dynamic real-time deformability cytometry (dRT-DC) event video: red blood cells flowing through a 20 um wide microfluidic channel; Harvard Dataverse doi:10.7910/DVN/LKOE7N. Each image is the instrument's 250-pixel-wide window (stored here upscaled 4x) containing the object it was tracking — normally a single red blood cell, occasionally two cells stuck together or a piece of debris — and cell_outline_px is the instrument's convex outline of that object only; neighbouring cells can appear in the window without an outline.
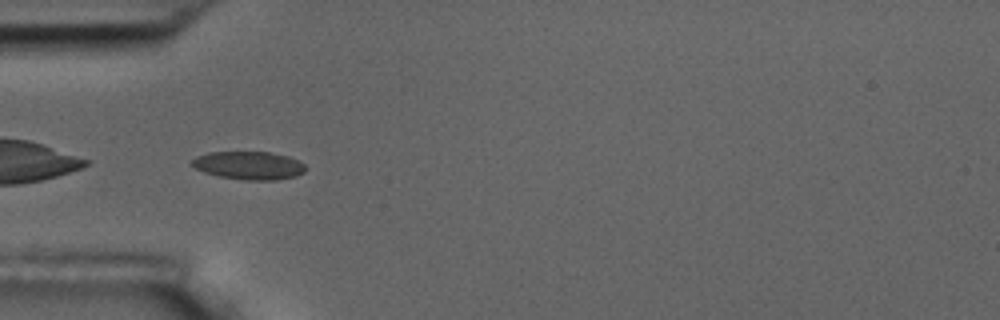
{"species": "common noctule bat (a hibernating species)", "species_latin": "Nyctalus noctula", "temperature_condition": "room temperature", "stored_images_in_passage": 10, "camera_frame_rate_fps": 3000, "um_per_image_px": 0.085, "animal": {"sex": "male", "body_mass_g": 17.5, "forearm_length_mm": 52.3}, "frame": {"image": 1, "passage_image": 5, "time_ms": 4.333, "image_size_px": [1000, 320], "cell_outline_px": [[304, 172], [296, 176], [276, 180], [244, 180], [220, 176], [204, 172], [196, 168], [192, 164], [192, 160], [196, 156], [208, 152], [268, 152], [288, 156], [304, 164]], "centroid_in_image_um": [21.15, 14.06], "position_along_channel_um": 63.9, "area_um2": 18.44}}
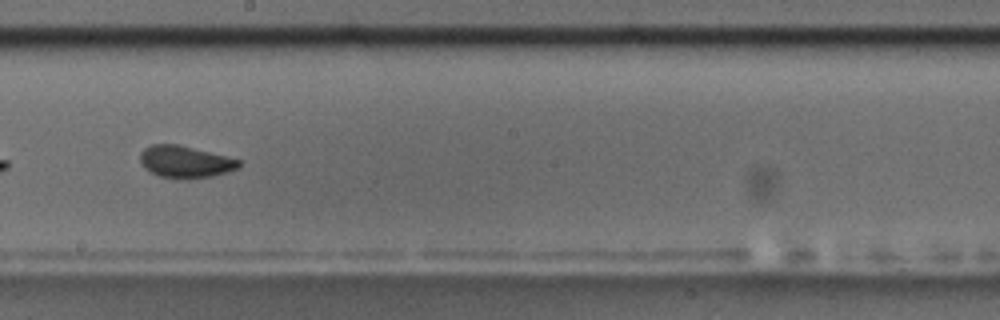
{"frame": {"image": 2, "passage_image": 9, "time_ms": 9.0, "image_size_px": [1000, 320], "cell_outline_px": [[240, 168], [212, 176], [160, 176], [144, 168], [140, 160], [140, 152], [144, 148], [152, 144], [180, 144], [240, 160]], "centroid_in_image_um": [15.73, 13.7], "position_along_channel_um": 232.5, "area_um2": 17.74}}
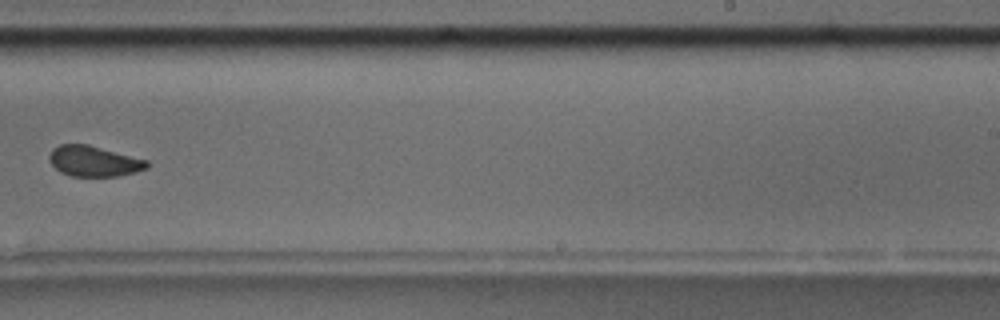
{"frame": {"image": 3, "passage_image": 10, "time_ms": 10.333, "image_size_px": [1000, 320], "cell_outline_px": [[152, 164], [148, 168], [136, 172], [116, 176], [72, 176], [60, 172], [48, 160], [48, 156], [52, 148], [60, 144], [88, 144], [148, 160]], "centroid_in_image_um": [8.0, 13.69], "position_along_channel_um": 281.0, "area_um2": 17.57}}